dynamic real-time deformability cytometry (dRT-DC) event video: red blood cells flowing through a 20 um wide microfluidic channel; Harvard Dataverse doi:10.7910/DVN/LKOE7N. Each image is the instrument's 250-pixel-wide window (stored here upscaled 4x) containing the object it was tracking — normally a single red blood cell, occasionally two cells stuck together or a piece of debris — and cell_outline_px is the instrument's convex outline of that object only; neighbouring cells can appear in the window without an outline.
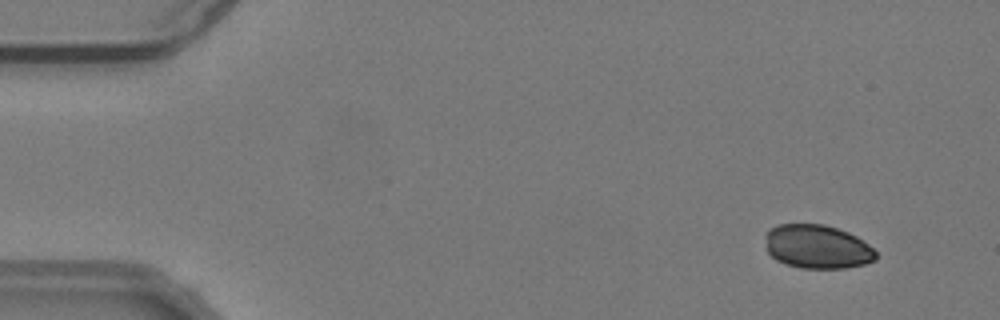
{"species": "common noctule bat (a hibernating species)", "species_latin": "Nyctalus noctula", "temperature_condition": "warm", "stored_images_in_passage": 54, "camera_frame_rate_fps": 3000, "um_per_image_px": 0.085, "animal": {"sex": "male", "body_mass_g": 19.2, "forearm_length_mm": 51.8}, "frame": {"image": 1, "passage_image": 5, "time_ms": 1.333, "image_size_px": [1000, 320], "cell_outline_px": [[876, 260], [864, 264], [844, 268], [800, 268], [776, 260], [768, 252], [764, 236], [768, 228], [776, 224], [824, 224], [848, 232], [856, 236], [868, 244], [876, 252]], "centroid_in_image_um": [69.44, 20.96], "position_along_channel_um": 15.6, "area_um2": 28.32}}